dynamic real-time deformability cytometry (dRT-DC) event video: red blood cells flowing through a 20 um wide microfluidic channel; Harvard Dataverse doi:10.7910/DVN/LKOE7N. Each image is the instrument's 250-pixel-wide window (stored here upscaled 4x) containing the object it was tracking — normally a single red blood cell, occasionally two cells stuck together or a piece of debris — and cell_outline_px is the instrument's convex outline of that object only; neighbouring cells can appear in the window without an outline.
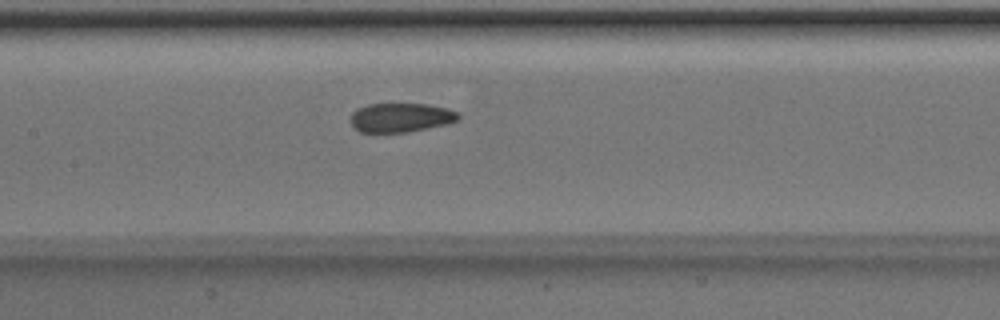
{"species": "Egyptian fruit bat (a non-hibernating species)", "species_latin": "Rousettus aegyptiacus", "temperature_condition": "room temperature", "stored_images_in_passage": 50, "camera_frame_rate_fps": 3000, "um_per_image_px": 0.085, "animal": {"sex": "male"}, "frame": {"image": 1, "passage_image": 24, "time_ms": 7.667, "image_size_px": [1000, 320], "cell_outline_px": [[460, 116], [456, 120], [444, 124], [408, 132], [360, 132], [352, 128], [352, 112], [356, 108], [368, 104], [424, 104], [448, 108], [456, 112]], "centroid_in_image_um": [34.01, 9.99], "position_along_channel_um": 173.4, "area_um2": 18.09}}
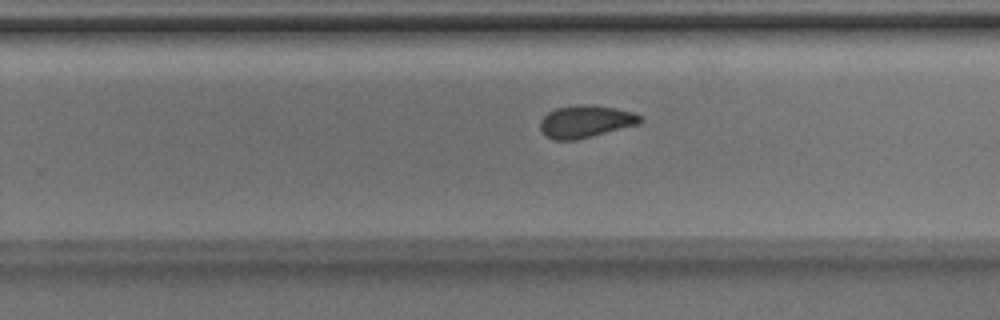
{"frame": {"image": 2, "passage_image": 32, "time_ms": 10.333, "image_size_px": [1000, 320], "cell_outline_px": [[644, 120], [640, 124], [576, 140], [552, 140], [544, 136], [540, 132], [540, 120], [548, 112], [556, 108], [580, 104], [592, 104], [616, 108], [632, 112], [640, 116]], "centroid_in_image_um": [49.75, 10.33], "position_along_channel_um": 280.0, "area_um2": 19.13}}
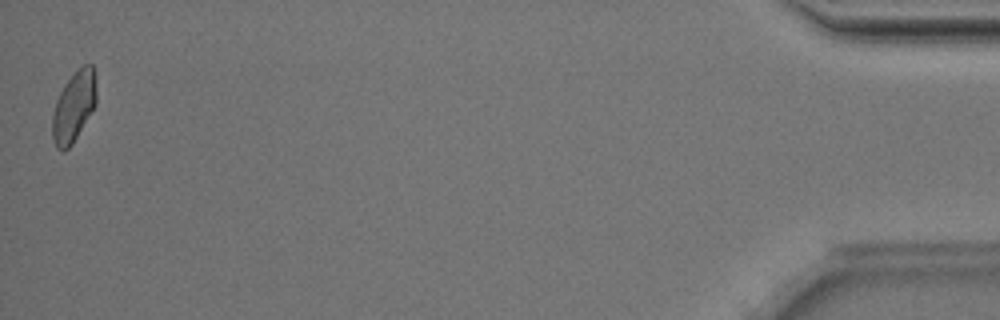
{"frame": {"image": 3, "passage_image": 50, "time_ms": 16.333, "image_size_px": [1000, 320], "cell_outline_px": [[96, 104], [72, 144], [64, 152], [56, 148], [52, 136], [52, 116], [56, 100], [64, 84], [84, 64], [92, 64], [96, 88]], "centroid_in_image_um": [6.26, 9.1], "position_along_channel_um": 428.9, "area_um2": 17.8}, "authors_computed_cell_mechanics": {"area_um2": 19.1896, "velocity_mm_per_s": 4.0268, "shape_relaxation_time_tau1_ms": 8.6967, "shape_relaxation_time_tau2_ms": 1.6077, "deformation_change_tau1": 0.1422, "deformation_change_tau2": 0.0601}}